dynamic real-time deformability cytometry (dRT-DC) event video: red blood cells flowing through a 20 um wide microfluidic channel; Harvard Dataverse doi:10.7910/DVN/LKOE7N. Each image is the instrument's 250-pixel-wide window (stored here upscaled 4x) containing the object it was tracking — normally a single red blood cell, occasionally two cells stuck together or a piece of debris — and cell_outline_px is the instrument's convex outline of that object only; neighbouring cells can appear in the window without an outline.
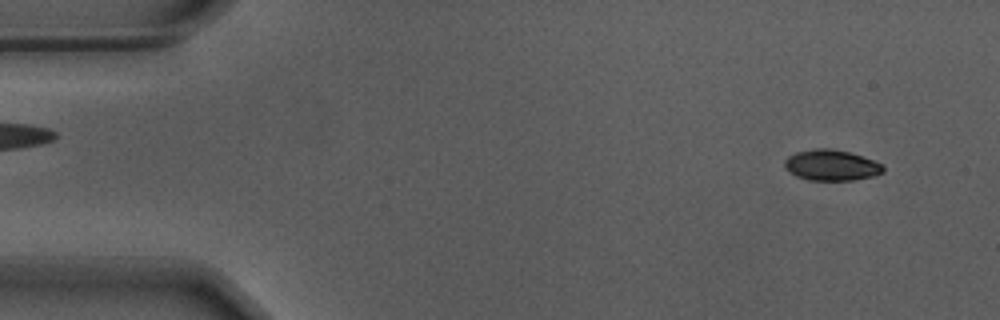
{"species": "Egyptian fruit bat (a non-hibernating species)", "species_latin": "Rousettus aegyptiacus", "temperature_condition": "warm", "stored_images_in_passage": 55, "camera_frame_rate_fps": 3000, "um_per_image_px": 0.085, "animal": {"sex": "male"}, "frame": {"image": 1, "passage_image": 4, "time_ms": 1.0, "image_size_px": [1000, 320], "cell_outline_px": [[884, 172], [872, 176], [852, 180], [808, 180], [796, 176], [788, 172], [784, 168], [784, 160], [788, 156], [796, 152], [816, 148], [828, 148], [848, 152], [872, 160], [880, 164], [884, 168]], "centroid_in_image_um": [70.6, 14.05], "position_along_channel_um": 14.4, "area_um2": 17.57}}
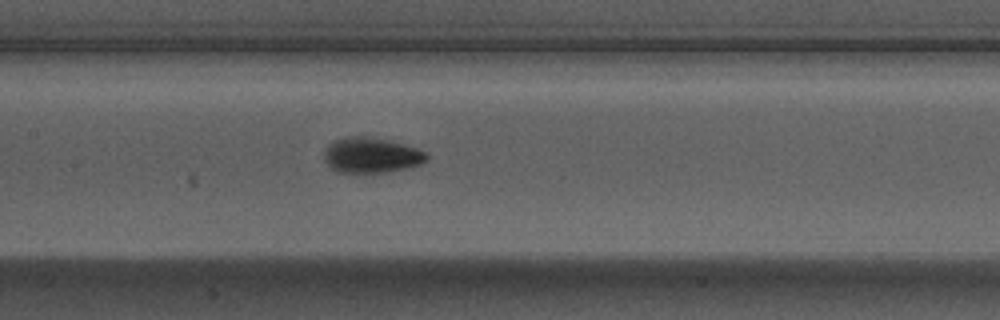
{"frame": {"image": 2, "passage_image": 26, "time_ms": 8.333, "image_size_px": [1000, 320], "cell_outline_px": [[428, 160], [420, 164], [388, 172], [336, 172], [324, 160], [324, 148], [328, 144], [344, 136], [364, 136], [388, 140], [416, 148], [424, 152], [428, 156]], "centroid_in_image_um": [31.52, 13.18], "position_along_channel_um": 175.9, "area_um2": 20.98}}
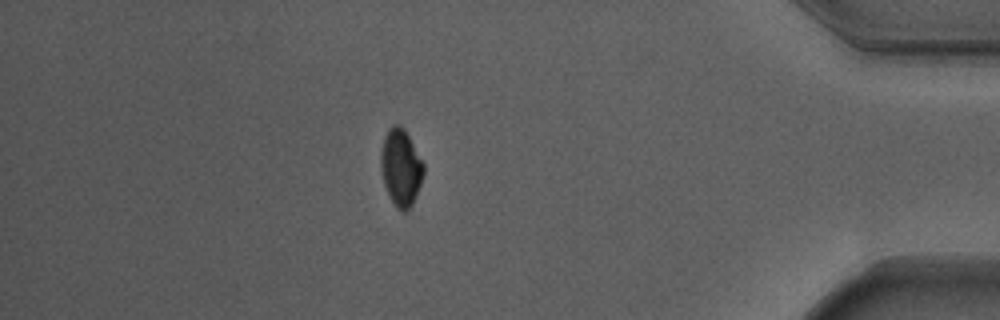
{"frame": {"image": 3, "passage_image": 48, "time_ms": 15.667, "image_size_px": [1000, 320], "cell_outline_px": [[424, 172], [420, 184], [412, 204], [404, 212], [400, 212], [396, 208], [384, 184], [380, 164], [380, 156], [384, 136], [388, 128], [392, 124], [396, 124], [404, 128], [424, 164]], "centroid_in_image_um": [34.06, 14.22], "position_along_channel_um": 401.1, "area_um2": 18.96}, "authors_computed_cell_mechanics": {"area_um2": 19.0162, "velocity_mm_per_s": 3.6943, "shape_relaxation_time_tau1_ms": 2.4323, "shape_relaxation_time_tau2_ms": 1.9632, "deformation_change_tau1": 0.163, "deformation_change_tau2": 0.047}}